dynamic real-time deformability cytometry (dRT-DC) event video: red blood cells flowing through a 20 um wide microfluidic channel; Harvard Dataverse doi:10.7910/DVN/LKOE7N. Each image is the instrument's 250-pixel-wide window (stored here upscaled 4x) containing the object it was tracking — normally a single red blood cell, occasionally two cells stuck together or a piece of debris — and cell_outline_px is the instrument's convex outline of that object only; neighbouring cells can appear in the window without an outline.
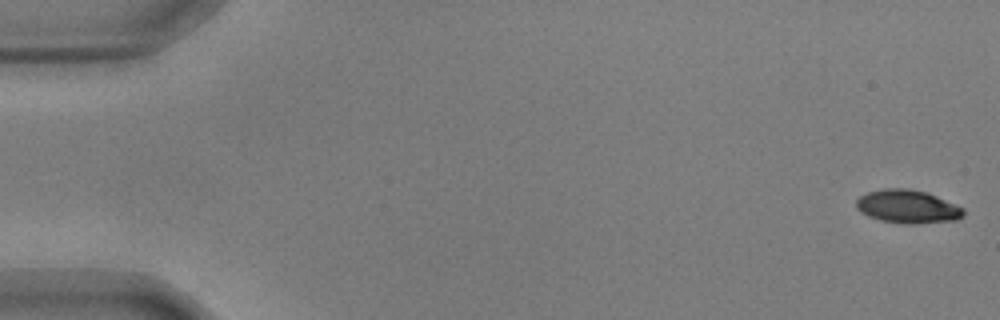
{"species": "common noctule bat (a hibernating species)", "species_latin": "Nyctalus noctula", "temperature_condition": "warm", "stored_images_in_passage": 57, "segment_of_instrument_passage": [1, 2], "camera_frame_rate_fps": 3000, "um_per_image_px": 0.085, "animal": {"sex": "male", "body_mass_g": 17.9, "forearm_length_mm": 54.2}, "frame": {"image": 1, "passage_image": 1, "time_ms": 0.0, "image_size_px": [1000, 320], "cell_outline_px": [[964, 216], [956, 220], [916, 224], [904, 224], [880, 220], [868, 216], [860, 212], [856, 208], [856, 200], [860, 196], [868, 192], [884, 188], [908, 188], [924, 192], [936, 196], [964, 208]], "centroid_in_image_um": [77.13, 17.57], "position_along_channel_um": 7.9, "area_um2": 20.87}}
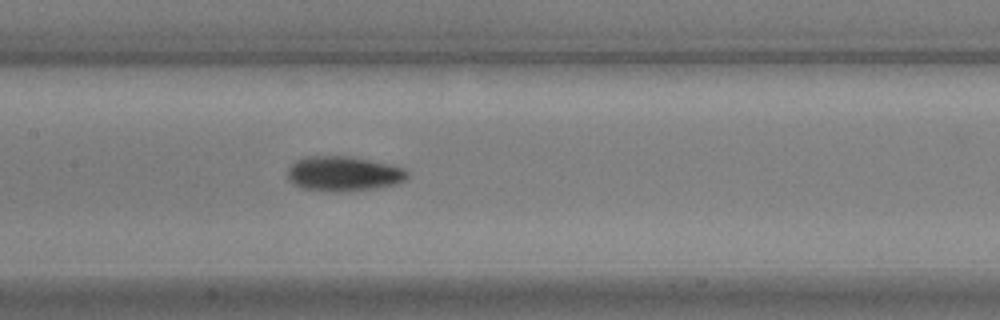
{"frame": {"image": 2, "passage_image": 27, "time_ms": 8.667, "image_size_px": [1000, 320], "cell_outline_px": [[408, 176], [404, 180], [396, 184], [380, 188], [332, 192], [328, 192], [300, 188], [292, 184], [288, 180], [288, 168], [296, 160], [304, 156], [348, 156], [388, 164], [404, 168], [408, 172]], "centroid_in_image_um": [29.16, 14.78], "position_along_channel_um": 178.2, "area_um2": 24.51}}
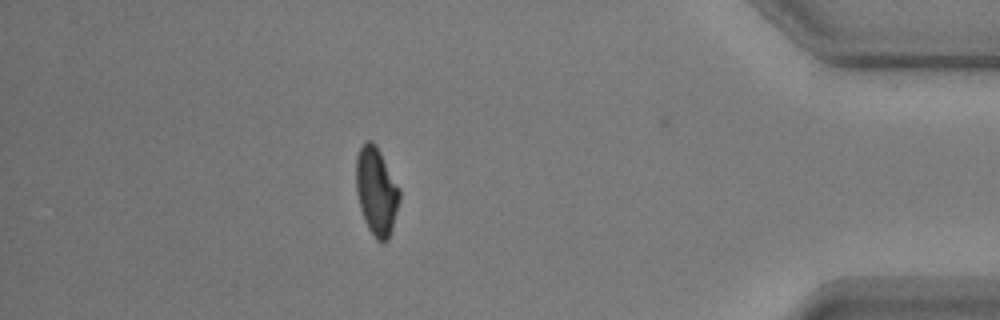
{"frame": {"image": 3, "passage_image": 49, "time_ms": 16.0, "image_size_px": [1000, 320], "cell_outline_px": [[400, 200], [392, 228], [388, 240], [384, 244], [380, 244], [376, 240], [368, 228], [360, 208], [356, 192], [356, 156], [364, 140], [372, 140], [376, 144], [400, 188]], "centroid_in_image_um": [31.99, 16.25], "position_along_channel_um": 403.2, "area_um2": 22.54}}